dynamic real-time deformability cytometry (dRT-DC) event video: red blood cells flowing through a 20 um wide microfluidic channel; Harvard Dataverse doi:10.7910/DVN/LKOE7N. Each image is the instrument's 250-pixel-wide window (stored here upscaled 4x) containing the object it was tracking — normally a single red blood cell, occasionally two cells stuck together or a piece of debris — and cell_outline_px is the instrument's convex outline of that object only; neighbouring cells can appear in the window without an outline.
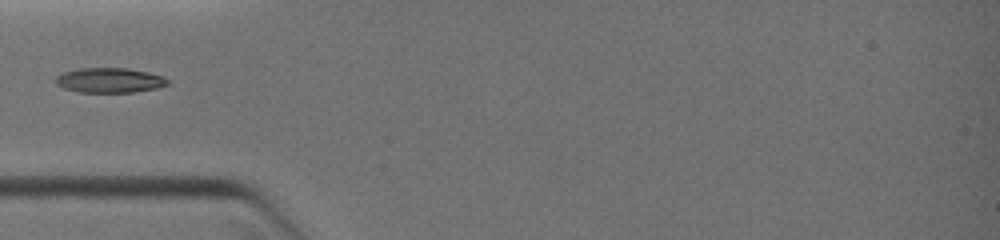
{"species": "common noctule bat (a hibernating species)", "species_latin": "Nyctalus noctula", "temperature_condition": "warm", "stored_images_in_passage": 11, "camera_frame_rate_fps": 3000, "um_per_image_px": 0.085, "animal": {"sex": "female", "body_mass_g": 19.0, "forearm_length_mm": 51.5}, "frame": {"image": 1, "passage_image": 1, "time_ms": 0.0, "image_size_px": [1000, 240], "cell_outline_px": [[168, 84], [156, 88], [132, 92], [80, 92], [64, 88], [56, 84], [56, 76], [64, 72], [80, 68], [128, 68], [148, 72], [160, 76], [168, 80]], "centroid_in_image_um": [9.29, 6.82], "position_along_channel_um": 75.7, "area_um2": 16.01}}
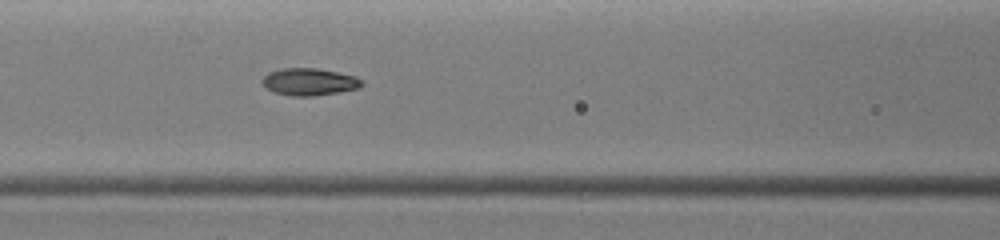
{"frame": {"image": 2, "passage_image": 6, "time_ms": 1.333, "image_size_px": [1000, 240], "cell_outline_px": [[364, 84], [360, 88], [340, 92], [312, 96], [292, 96], [276, 92], [268, 88], [260, 80], [268, 72], [280, 68], [316, 68], [356, 76], [364, 80]], "centroid_in_image_um": [26.33, 6.95], "position_along_channel_um": 140.3, "area_um2": 15.84}}
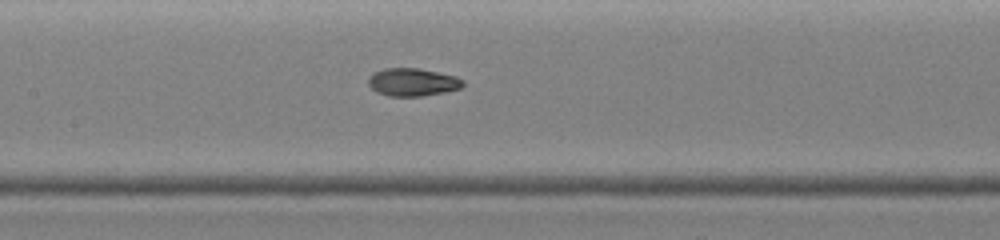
{"frame": {"image": 3, "passage_image": 9, "time_ms": 2.0, "image_size_px": [1000, 240], "cell_outline_px": [[464, 88], [444, 92], [420, 96], [388, 96], [376, 92], [368, 84], [368, 76], [384, 68], [420, 68], [456, 76], [464, 80]], "centroid_in_image_um": [35.09, 6.98], "position_along_channel_um": 172.3, "area_um2": 15.49}}